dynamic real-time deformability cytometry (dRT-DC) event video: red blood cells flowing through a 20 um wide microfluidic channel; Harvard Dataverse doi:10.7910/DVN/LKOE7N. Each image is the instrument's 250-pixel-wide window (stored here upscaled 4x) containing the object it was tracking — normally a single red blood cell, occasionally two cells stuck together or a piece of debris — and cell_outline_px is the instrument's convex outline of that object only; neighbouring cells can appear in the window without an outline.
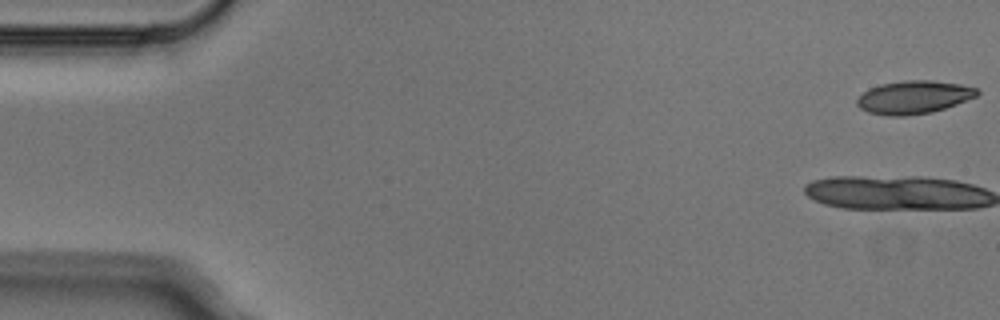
{"species": "Egyptian fruit bat (a non-hibernating species)", "species_latin": "Rousettus aegyptiacus", "temperature_condition": "cold", "stored_images_in_passage": 3, "camera_frame_rate_fps": 3000, "um_per_image_px": 0.085, "animal": {"sex": "male"}, "frame": {"image": 1, "passage_image": 1, "time_ms": 0.0, "image_size_px": [1000, 320], "cell_outline_px": [[980, 92], [976, 96], [956, 104], [932, 112], [904, 116], [888, 116], [868, 112], [860, 108], [856, 104], [856, 100], [868, 88], [880, 84], [904, 80], [932, 80], [960, 84], [976, 88]], "centroid_in_image_um": [77.64, 8.26], "position_along_channel_um": 7.4, "area_um2": 23.12}}